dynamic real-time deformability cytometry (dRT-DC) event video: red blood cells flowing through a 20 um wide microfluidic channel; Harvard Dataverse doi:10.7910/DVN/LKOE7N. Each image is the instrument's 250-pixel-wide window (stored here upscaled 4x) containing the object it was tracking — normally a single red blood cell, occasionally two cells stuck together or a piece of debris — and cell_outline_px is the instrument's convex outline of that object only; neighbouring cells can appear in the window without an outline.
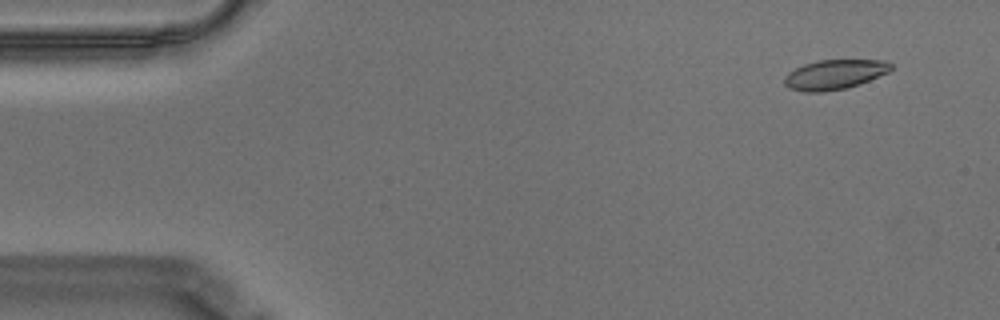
{"species": "Egyptian fruit bat (a non-hibernating species)", "species_latin": "Rousettus aegyptiacus", "temperature_condition": "warm", "stored_images_in_passage": 57, "camera_frame_rate_fps": 3000, "um_per_image_px": 0.085, "animal": {"sex": "male"}, "frame": {"image": 1, "passage_image": 4, "time_ms": 1.0, "image_size_px": [1000, 320], "cell_outline_px": [[892, 68], [888, 72], [860, 84], [844, 88], [820, 92], [804, 92], [788, 88], [784, 84], [784, 76], [788, 72], [804, 64], [820, 60], [884, 60], [892, 64]], "centroid_in_image_um": [70.91, 6.33], "position_along_channel_um": 14.1, "area_um2": 18.38}}
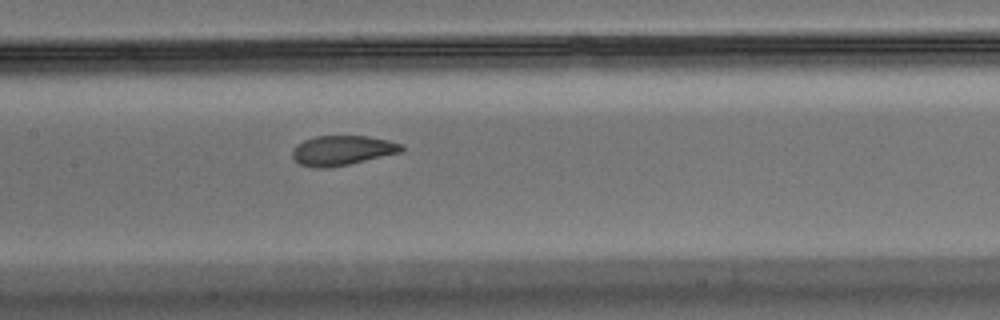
{"frame": {"image": 2, "passage_image": 27, "time_ms": 8.667, "image_size_px": [1000, 320], "cell_outline_px": [[404, 148], [400, 152], [348, 164], [324, 168], [312, 168], [300, 164], [292, 156], [292, 152], [296, 144], [304, 140], [316, 136], [368, 136], [388, 140], [404, 144]], "centroid_in_image_um": [29.08, 12.77], "position_along_channel_um": 178.3, "area_um2": 18.79}}
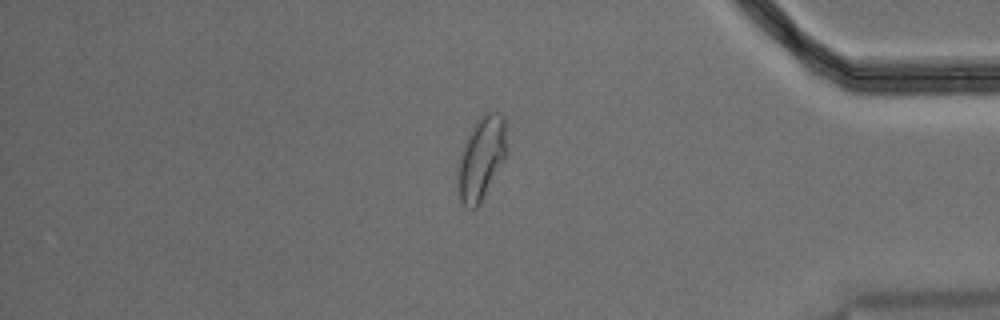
{"frame": {"image": 3, "passage_image": 48, "time_ms": 15.667, "image_size_px": [1000, 320], "cell_outline_px": [[508, 152], [480, 204], [476, 208], [472, 208], [464, 204], [460, 200], [456, 168], [460, 152], [476, 120], [484, 112], [500, 112], [504, 116], [508, 148]], "centroid_in_image_um": [40.93, 13.4], "position_along_channel_um": 394.3, "area_um2": 23.93}, "authors_computed_cell_mechanics": {"area_um2": 19.652, "velocity_mm_per_s": 3.5068, "shape_relaxation_time_tau1_ms": 6.5693, "shape_relaxation_time_tau2_ms": 1.3404, "deformation_change_tau1": 0.1749, "deformation_change_tau2": 0.05}}